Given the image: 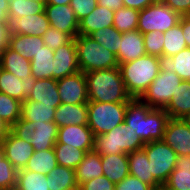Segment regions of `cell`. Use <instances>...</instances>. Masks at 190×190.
Returning <instances> with one entry per match:
<instances>
[{
  "label": "cell",
  "mask_w": 190,
  "mask_h": 190,
  "mask_svg": "<svg viewBox=\"0 0 190 190\" xmlns=\"http://www.w3.org/2000/svg\"><path fill=\"white\" fill-rule=\"evenodd\" d=\"M18 170L5 157L4 147L0 143V189H15Z\"/></svg>",
  "instance_id": "42"
},
{
  "label": "cell",
  "mask_w": 190,
  "mask_h": 190,
  "mask_svg": "<svg viewBox=\"0 0 190 190\" xmlns=\"http://www.w3.org/2000/svg\"><path fill=\"white\" fill-rule=\"evenodd\" d=\"M79 190H115V184L103 175L82 183Z\"/></svg>",
  "instance_id": "47"
},
{
  "label": "cell",
  "mask_w": 190,
  "mask_h": 190,
  "mask_svg": "<svg viewBox=\"0 0 190 190\" xmlns=\"http://www.w3.org/2000/svg\"><path fill=\"white\" fill-rule=\"evenodd\" d=\"M159 66L162 71L175 72L182 80L190 81V48L173 56H160Z\"/></svg>",
  "instance_id": "28"
},
{
  "label": "cell",
  "mask_w": 190,
  "mask_h": 190,
  "mask_svg": "<svg viewBox=\"0 0 190 190\" xmlns=\"http://www.w3.org/2000/svg\"><path fill=\"white\" fill-rule=\"evenodd\" d=\"M49 190H76L79 186L76 182L75 169L57 165L47 175Z\"/></svg>",
  "instance_id": "32"
},
{
  "label": "cell",
  "mask_w": 190,
  "mask_h": 190,
  "mask_svg": "<svg viewBox=\"0 0 190 190\" xmlns=\"http://www.w3.org/2000/svg\"><path fill=\"white\" fill-rule=\"evenodd\" d=\"M47 185V175L28 171L18 170L16 190H49Z\"/></svg>",
  "instance_id": "37"
},
{
  "label": "cell",
  "mask_w": 190,
  "mask_h": 190,
  "mask_svg": "<svg viewBox=\"0 0 190 190\" xmlns=\"http://www.w3.org/2000/svg\"><path fill=\"white\" fill-rule=\"evenodd\" d=\"M97 4L102 7H107L112 11H117L124 6L122 0H97Z\"/></svg>",
  "instance_id": "53"
},
{
  "label": "cell",
  "mask_w": 190,
  "mask_h": 190,
  "mask_svg": "<svg viewBox=\"0 0 190 190\" xmlns=\"http://www.w3.org/2000/svg\"><path fill=\"white\" fill-rule=\"evenodd\" d=\"M144 46L146 54L154 56H163L164 37L163 33L158 31H152L143 34Z\"/></svg>",
  "instance_id": "43"
},
{
  "label": "cell",
  "mask_w": 190,
  "mask_h": 190,
  "mask_svg": "<svg viewBox=\"0 0 190 190\" xmlns=\"http://www.w3.org/2000/svg\"><path fill=\"white\" fill-rule=\"evenodd\" d=\"M10 24H0V52L9 46Z\"/></svg>",
  "instance_id": "49"
},
{
  "label": "cell",
  "mask_w": 190,
  "mask_h": 190,
  "mask_svg": "<svg viewBox=\"0 0 190 190\" xmlns=\"http://www.w3.org/2000/svg\"><path fill=\"white\" fill-rule=\"evenodd\" d=\"M179 23L183 30L186 45L190 48V16H181Z\"/></svg>",
  "instance_id": "51"
},
{
  "label": "cell",
  "mask_w": 190,
  "mask_h": 190,
  "mask_svg": "<svg viewBox=\"0 0 190 190\" xmlns=\"http://www.w3.org/2000/svg\"><path fill=\"white\" fill-rule=\"evenodd\" d=\"M62 104L88 103L87 82L81 71L57 80Z\"/></svg>",
  "instance_id": "11"
},
{
  "label": "cell",
  "mask_w": 190,
  "mask_h": 190,
  "mask_svg": "<svg viewBox=\"0 0 190 190\" xmlns=\"http://www.w3.org/2000/svg\"><path fill=\"white\" fill-rule=\"evenodd\" d=\"M90 36L100 45H103L104 48L117 55L120 47L121 32L114 26L100 28L99 30L93 32Z\"/></svg>",
  "instance_id": "40"
},
{
  "label": "cell",
  "mask_w": 190,
  "mask_h": 190,
  "mask_svg": "<svg viewBox=\"0 0 190 190\" xmlns=\"http://www.w3.org/2000/svg\"><path fill=\"white\" fill-rule=\"evenodd\" d=\"M140 11L125 6L114 11L113 26L121 33L137 30Z\"/></svg>",
  "instance_id": "38"
},
{
  "label": "cell",
  "mask_w": 190,
  "mask_h": 190,
  "mask_svg": "<svg viewBox=\"0 0 190 190\" xmlns=\"http://www.w3.org/2000/svg\"><path fill=\"white\" fill-rule=\"evenodd\" d=\"M0 68L24 80L31 75V60L7 47L1 53Z\"/></svg>",
  "instance_id": "29"
},
{
  "label": "cell",
  "mask_w": 190,
  "mask_h": 190,
  "mask_svg": "<svg viewBox=\"0 0 190 190\" xmlns=\"http://www.w3.org/2000/svg\"><path fill=\"white\" fill-rule=\"evenodd\" d=\"M54 51L48 46L42 49L31 59V75L35 79L52 78Z\"/></svg>",
  "instance_id": "33"
},
{
  "label": "cell",
  "mask_w": 190,
  "mask_h": 190,
  "mask_svg": "<svg viewBox=\"0 0 190 190\" xmlns=\"http://www.w3.org/2000/svg\"><path fill=\"white\" fill-rule=\"evenodd\" d=\"M89 101L102 103L130 102L119 67L84 73Z\"/></svg>",
  "instance_id": "2"
},
{
  "label": "cell",
  "mask_w": 190,
  "mask_h": 190,
  "mask_svg": "<svg viewBox=\"0 0 190 190\" xmlns=\"http://www.w3.org/2000/svg\"><path fill=\"white\" fill-rule=\"evenodd\" d=\"M50 23L46 12L22 16L10 22V33L42 37L49 29Z\"/></svg>",
  "instance_id": "19"
},
{
  "label": "cell",
  "mask_w": 190,
  "mask_h": 190,
  "mask_svg": "<svg viewBox=\"0 0 190 190\" xmlns=\"http://www.w3.org/2000/svg\"><path fill=\"white\" fill-rule=\"evenodd\" d=\"M22 102L0 92V117L13 129L19 127Z\"/></svg>",
  "instance_id": "36"
},
{
  "label": "cell",
  "mask_w": 190,
  "mask_h": 190,
  "mask_svg": "<svg viewBox=\"0 0 190 190\" xmlns=\"http://www.w3.org/2000/svg\"><path fill=\"white\" fill-rule=\"evenodd\" d=\"M123 5L127 8H134L137 10H143L147 6H150L155 0H122Z\"/></svg>",
  "instance_id": "50"
},
{
  "label": "cell",
  "mask_w": 190,
  "mask_h": 190,
  "mask_svg": "<svg viewBox=\"0 0 190 190\" xmlns=\"http://www.w3.org/2000/svg\"><path fill=\"white\" fill-rule=\"evenodd\" d=\"M164 110L170 118L187 117L190 113V81H181Z\"/></svg>",
  "instance_id": "25"
},
{
  "label": "cell",
  "mask_w": 190,
  "mask_h": 190,
  "mask_svg": "<svg viewBox=\"0 0 190 190\" xmlns=\"http://www.w3.org/2000/svg\"><path fill=\"white\" fill-rule=\"evenodd\" d=\"M57 165L58 163L53 148L45 151H34L24 169L48 175Z\"/></svg>",
  "instance_id": "34"
},
{
  "label": "cell",
  "mask_w": 190,
  "mask_h": 190,
  "mask_svg": "<svg viewBox=\"0 0 190 190\" xmlns=\"http://www.w3.org/2000/svg\"><path fill=\"white\" fill-rule=\"evenodd\" d=\"M75 45L81 72L88 73L94 70L119 67L116 55L91 36L77 35Z\"/></svg>",
  "instance_id": "4"
},
{
  "label": "cell",
  "mask_w": 190,
  "mask_h": 190,
  "mask_svg": "<svg viewBox=\"0 0 190 190\" xmlns=\"http://www.w3.org/2000/svg\"><path fill=\"white\" fill-rule=\"evenodd\" d=\"M1 144L4 147L5 157L17 170L23 169L34 153L29 139L18 128L12 129Z\"/></svg>",
  "instance_id": "10"
},
{
  "label": "cell",
  "mask_w": 190,
  "mask_h": 190,
  "mask_svg": "<svg viewBox=\"0 0 190 190\" xmlns=\"http://www.w3.org/2000/svg\"><path fill=\"white\" fill-rule=\"evenodd\" d=\"M180 16H190V0H162Z\"/></svg>",
  "instance_id": "48"
},
{
  "label": "cell",
  "mask_w": 190,
  "mask_h": 190,
  "mask_svg": "<svg viewBox=\"0 0 190 190\" xmlns=\"http://www.w3.org/2000/svg\"><path fill=\"white\" fill-rule=\"evenodd\" d=\"M101 161L103 175L114 184L130 174L127 153L101 156Z\"/></svg>",
  "instance_id": "27"
},
{
  "label": "cell",
  "mask_w": 190,
  "mask_h": 190,
  "mask_svg": "<svg viewBox=\"0 0 190 190\" xmlns=\"http://www.w3.org/2000/svg\"><path fill=\"white\" fill-rule=\"evenodd\" d=\"M114 11L97 5L86 17L79 21L78 35L90 36L100 28L113 26Z\"/></svg>",
  "instance_id": "23"
},
{
  "label": "cell",
  "mask_w": 190,
  "mask_h": 190,
  "mask_svg": "<svg viewBox=\"0 0 190 190\" xmlns=\"http://www.w3.org/2000/svg\"><path fill=\"white\" fill-rule=\"evenodd\" d=\"M9 19H18L22 16L42 13L45 5L32 0H9Z\"/></svg>",
  "instance_id": "41"
},
{
  "label": "cell",
  "mask_w": 190,
  "mask_h": 190,
  "mask_svg": "<svg viewBox=\"0 0 190 190\" xmlns=\"http://www.w3.org/2000/svg\"><path fill=\"white\" fill-rule=\"evenodd\" d=\"M146 54L143 34L139 30L121 33L116 59L118 64L127 63Z\"/></svg>",
  "instance_id": "20"
},
{
  "label": "cell",
  "mask_w": 190,
  "mask_h": 190,
  "mask_svg": "<svg viewBox=\"0 0 190 190\" xmlns=\"http://www.w3.org/2000/svg\"><path fill=\"white\" fill-rule=\"evenodd\" d=\"M129 162V173L142 182L150 185L154 190H160L161 185L154 179L145 150L139 149L127 154Z\"/></svg>",
  "instance_id": "22"
},
{
  "label": "cell",
  "mask_w": 190,
  "mask_h": 190,
  "mask_svg": "<svg viewBox=\"0 0 190 190\" xmlns=\"http://www.w3.org/2000/svg\"><path fill=\"white\" fill-rule=\"evenodd\" d=\"M181 16L162 1H155L140 10L138 27L142 34L152 31L166 32L179 23Z\"/></svg>",
  "instance_id": "7"
},
{
  "label": "cell",
  "mask_w": 190,
  "mask_h": 190,
  "mask_svg": "<svg viewBox=\"0 0 190 190\" xmlns=\"http://www.w3.org/2000/svg\"><path fill=\"white\" fill-rule=\"evenodd\" d=\"M44 11L46 12L51 27L69 34L72 38L78 35L79 20L69 4H46Z\"/></svg>",
  "instance_id": "13"
},
{
  "label": "cell",
  "mask_w": 190,
  "mask_h": 190,
  "mask_svg": "<svg viewBox=\"0 0 190 190\" xmlns=\"http://www.w3.org/2000/svg\"><path fill=\"white\" fill-rule=\"evenodd\" d=\"M54 122L58 128L68 125H87L88 106L81 104H60L54 114Z\"/></svg>",
  "instance_id": "21"
},
{
  "label": "cell",
  "mask_w": 190,
  "mask_h": 190,
  "mask_svg": "<svg viewBox=\"0 0 190 190\" xmlns=\"http://www.w3.org/2000/svg\"><path fill=\"white\" fill-rule=\"evenodd\" d=\"M13 128L0 117V143L9 135Z\"/></svg>",
  "instance_id": "54"
},
{
  "label": "cell",
  "mask_w": 190,
  "mask_h": 190,
  "mask_svg": "<svg viewBox=\"0 0 190 190\" xmlns=\"http://www.w3.org/2000/svg\"><path fill=\"white\" fill-rule=\"evenodd\" d=\"M42 37L10 34L9 48L31 60L44 46Z\"/></svg>",
  "instance_id": "31"
},
{
  "label": "cell",
  "mask_w": 190,
  "mask_h": 190,
  "mask_svg": "<svg viewBox=\"0 0 190 190\" xmlns=\"http://www.w3.org/2000/svg\"><path fill=\"white\" fill-rule=\"evenodd\" d=\"M71 0H47L46 4L52 5H67L70 4Z\"/></svg>",
  "instance_id": "55"
},
{
  "label": "cell",
  "mask_w": 190,
  "mask_h": 190,
  "mask_svg": "<svg viewBox=\"0 0 190 190\" xmlns=\"http://www.w3.org/2000/svg\"><path fill=\"white\" fill-rule=\"evenodd\" d=\"M53 79H61L80 71L75 38L54 51Z\"/></svg>",
  "instance_id": "14"
},
{
  "label": "cell",
  "mask_w": 190,
  "mask_h": 190,
  "mask_svg": "<svg viewBox=\"0 0 190 190\" xmlns=\"http://www.w3.org/2000/svg\"><path fill=\"white\" fill-rule=\"evenodd\" d=\"M57 107L52 105L40 104L34 100H25L21 104V116L18 128H27L44 124V122L54 121V114Z\"/></svg>",
  "instance_id": "17"
},
{
  "label": "cell",
  "mask_w": 190,
  "mask_h": 190,
  "mask_svg": "<svg viewBox=\"0 0 190 190\" xmlns=\"http://www.w3.org/2000/svg\"><path fill=\"white\" fill-rule=\"evenodd\" d=\"M9 0H0V24H10Z\"/></svg>",
  "instance_id": "52"
},
{
  "label": "cell",
  "mask_w": 190,
  "mask_h": 190,
  "mask_svg": "<svg viewBox=\"0 0 190 190\" xmlns=\"http://www.w3.org/2000/svg\"><path fill=\"white\" fill-rule=\"evenodd\" d=\"M32 1H35V2H38V3H42L44 5H46V2H47V0H32Z\"/></svg>",
  "instance_id": "56"
},
{
  "label": "cell",
  "mask_w": 190,
  "mask_h": 190,
  "mask_svg": "<svg viewBox=\"0 0 190 190\" xmlns=\"http://www.w3.org/2000/svg\"><path fill=\"white\" fill-rule=\"evenodd\" d=\"M181 81L175 72L160 70L140 100L153 109H165Z\"/></svg>",
  "instance_id": "9"
},
{
  "label": "cell",
  "mask_w": 190,
  "mask_h": 190,
  "mask_svg": "<svg viewBox=\"0 0 190 190\" xmlns=\"http://www.w3.org/2000/svg\"><path fill=\"white\" fill-rule=\"evenodd\" d=\"M78 186L82 183L103 176L101 155L94 150L87 152L75 169Z\"/></svg>",
  "instance_id": "30"
},
{
  "label": "cell",
  "mask_w": 190,
  "mask_h": 190,
  "mask_svg": "<svg viewBox=\"0 0 190 190\" xmlns=\"http://www.w3.org/2000/svg\"><path fill=\"white\" fill-rule=\"evenodd\" d=\"M185 119L190 124V113L187 115V117Z\"/></svg>",
  "instance_id": "57"
},
{
  "label": "cell",
  "mask_w": 190,
  "mask_h": 190,
  "mask_svg": "<svg viewBox=\"0 0 190 190\" xmlns=\"http://www.w3.org/2000/svg\"><path fill=\"white\" fill-rule=\"evenodd\" d=\"M69 5L74 10L77 19L80 21L88 16L98 4L97 0H71Z\"/></svg>",
  "instance_id": "45"
},
{
  "label": "cell",
  "mask_w": 190,
  "mask_h": 190,
  "mask_svg": "<svg viewBox=\"0 0 190 190\" xmlns=\"http://www.w3.org/2000/svg\"><path fill=\"white\" fill-rule=\"evenodd\" d=\"M42 39L46 46L55 51L60 46L70 42L73 38L69 34L50 26L49 29L43 34Z\"/></svg>",
  "instance_id": "44"
},
{
  "label": "cell",
  "mask_w": 190,
  "mask_h": 190,
  "mask_svg": "<svg viewBox=\"0 0 190 190\" xmlns=\"http://www.w3.org/2000/svg\"><path fill=\"white\" fill-rule=\"evenodd\" d=\"M125 87L132 99H140L160 72L159 57L145 54L119 64Z\"/></svg>",
  "instance_id": "3"
},
{
  "label": "cell",
  "mask_w": 190,
  "mask_h": 190,
  "mask_svg": "<svg viewBox=\"0 0 190 190\" xmlns=\"http://www.w3.org/2000/svg\"><path fill=\"white\" fill-rule=\"evenodd\" d=\"M164 142L179 155H190V124L186 119L170 118L164 131Z\"/></svg>",
  "instance_id": "12"
},
{
  "label": "cell",
  "mask_w": 190,
  "mask_h": 190,
  "mask_svg": "<svg viewBox=\"0 0 190 190\" xmlns=\"http://www.w3.org/2000/svg\"><path fill=\"white\" fill-rule=\"evenodd\" d=\"M56 143L68 144L83 151L94 150V135L88 125H68L58 128Z\"/></svg>",
  "instance_id": "15"
},
{
  "label": "cell",
  "mask_w": 190,
  "mask_h": 190,
  "mask_svg": "<svg viewBox=\"0 0 190 190\" xmlns=\"http://www.w3.org/2000/svg\"><path fill=\"white\" fill-rule=\"evenodd\" d=\"M144 143L136 132L129 129L125 122L115 126L106 134H99L94 137V151L101 156L111 154L132 153L142 149Z\"/></svg>",
  "instance_id": "5"
},
{
  "label": "cell",
  "mask_w": 190,
  "mask_h": 190,
  "mask_svg": "<svg viewBox=\"0 0 190 190\" xmlns=\"http://www.w3.org/2000/svg\"><path fill=\"white\" fill-rule=\"evenodd\" d=\"M18 129L29 139L34 151L53 149L56 144L58 126L54 121Z\"/></svg>",
  "instance_id": "16"
},
{
  "label": "cell",
  "mask_w": 190,
  "mask_h": 190,
  "mask_svg": "<svg viewBox=\"0 0 190 190\" xmlns=\"http://www.w3.org/2000/svg\"><path fill=\"white\" fill-rule=\"evenodd\" d=\"M129 102L102 103L88 101V127L94 137L110 132L115 126L124 123Z\"/></svg>",
  "instance_id": "6"
},
{
  "label": "cell",
  "mask_w": 190,
  "mask_h": 190,
  "mask_svg": "<svg viewBox=\"0 0 190 190\" xmlns=\"http://www.w3.org/2000/svg\"><path fill=\"white\" fill-rule=\"evenodd\" d=\"M154 179L163 186L175 169L177 153L164 140L144 143Z\"/></svg>",
  "instance_id": "8"
},
{
  "label": "cell",
  "mask_w": 190,
  "mask_h": 190,
  "mask_svg": "<svg viewBox=\"0 0 190 190\" xmlns=\"http://www.w3.org/2000/svg\"><path fill=\"white\" fill-rule=\"evenodd\" d=\"M115 190H154L150 185L142 182L135 176L128 175L115 184Z\"/></svg>",
  "instance_id": "46"
},
{
  "label": "cell",
  "mask_w": 190,
  "mask_h": 190,
  "mask_svg": "<svg viewBox=\"0 0 190 190\" xmlns=\"http://www.w3.org/2000/svg\"><path fill=\"white\" fill-rule=\"evenodd\" d=\"M26 100H34L40 102V104L58 107L61 104V100L58 93L57 80L53 78L36 79Z\"/></svg>",
  "instance_id": "24"
},
{
  "label": "cell",
  "mask_w": 190,
  "mask_h": 190,
  "mask_svg": "<svg viewBox=\"0 0 190 190\" xmlns=\"http://www.w3.org/2000/svg\"><path fill=\"white\" fill-rule=\"evenodd\" d=\"M163 37V56H173L187 47L180 23L164 32Z\"/></svg>",
  "instance_id": "39"
},
{
  "label": "cell",
  "mask_w": 190,
  "mask_h": 190,
  "mask_svg": "<svg viewBox=\"0 0 190 190\" xmlns=\"http://www.w3.org/2000/svg\"><path fill=\"white\" fill-rule=\"evenodd\" d=\"M36 79L33 75L24 80L16 77L11 72L0 68V92L24 102L35 84Z\"/></svg>",
  "instance_id": "18"
},
{
  "label": "cell",
  "mask_w": 190,
  "mask_h": 190,
  "mask_svg": "<svg viewBox=\"0 0 190 190\" xmlns=\"http://www.w3.org/2000/svg\"><path fill=\"white\" fill-rule=\"evenodd\" d=\"M160 190H190V155L177 156L175 169Z\"/></svg>",
  "instance_id": "26"
},
{
  "label": "cell",
  "mask_w": 190,
  "mask_h": 190,
  "mask_svg": "<svg viewBox=\"0 0 190 190\" xmlns=\"http://www.w3.org/2000/svg\"><path fill=\"white\" fill-rule=\"evenodd\" d=\"M54 153L58 165L76 169L87 152L68 144L56 143Z\"/></svg>",
  "instance_id": "35"
},
{
  "label": "cell",
  "mask_w": 190,
  "mask_h": 190,
  "mask_svg": "<svg viewBox=\"0 0 190 190\" xmlns=\"http://www.w3.org/2000/svg\"><path fill=\"white\" fill-rule=\"evenodd\" d=\"M169 119L164 109H153L140 99H132L127 105L124 122L143 143H148L163 140Z\"/></svg>",
  "instance_id": "1"
}]
</instances>
